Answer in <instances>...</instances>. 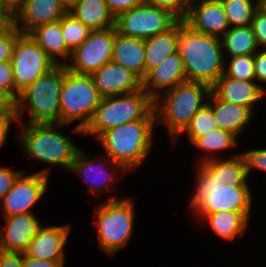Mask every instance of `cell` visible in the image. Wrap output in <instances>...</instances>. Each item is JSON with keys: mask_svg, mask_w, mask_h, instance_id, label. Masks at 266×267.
<instances>
[{"mask_svg": "<svg viewBox=\"0 0 266 267\" xmlns=\"http://www.w3.org/2000/svg\"><path fill=\"white\" fill-rule=\"evenodd\" d=\"M17 121L16 117H0V148L5 144L10 132V125L12 121Z\"/></svg>", "mask_w": 266, "mask_h": 267, "instance_id": "bcb514c9", "label": "cell"}, {"mask_svg": "<svg viewBox=\"0 0 266 267\" xmlns=\"http://www.w3.org/2000/svg\"><path fill=\"white\" fill-rule=\"evenodd\" d=\"M66 13L58 0H24L11 16V23L21 34H29L39 26L59 21Z\"/></svg>", "mask_w": 266, "mask_h": 267, "instance_id": "5bb4252c", "label": "cell"}, {"mask_svg": "<svg viewBox=\"0 0 266 267\" xmlns=\"http://www.w3.org/2000/svg\"><path fill=\"white\" fill-rule=\"evenodd\" d=\"M134 208L132 198L117 200L114 197H110L104 205L96 206L98 243L108 256H113L130 240L135 220Z\"/></svg>", "mask_w": 266, "mask_h": 267, "instance_id": "9c48e42d", "label": "cell"}, {"mask_svg": "<svg viewBox=\"0 0 266 267\" xmlns=\"http://www.w3.org/2000/svg\"><path fill=\"white\" fill-rule=\"evenodd\" d=\"M11 63L15 81V101L20 91L56 65L29 34H20L17 37Z\"/></svg>", "mask_w": 266, "mask_h": 267, "instance_id": "30bf717a", "label": "cell"}, {"mask_svg": "<svg viewBox=\"0 0 266 267\" xmlns=\"http://www.w3.org/2000/svg\"><path fill=\"white\" fill-rule=\"evenodd\" d=\"M254 73L256 82L266 83V49L254 53Z\"/></svg>", "mask_w": 266, "mask_h": 267, "instance_id": "7bdbcfd3", "label": "cell"}, {"mask_svg": "<svg viewBox=\"0 0 266 267\" xmlns=\"http://www.w3.org/2000/svg\"><path fill=\"white\" fill-rule=\"evenodd\" d=\"M21 170L13 171L7 167L0 166V201L12 188L16 178L21 174Z\"/></svg>", "mask_w": 266, "mask_h": 267, "instance_id": "ab89813d", "label": "cell"}, {"mask_svg": "<svg viewBox=\"0 0 266 267\" xmlns=\"http://www.w3.org/2000/svg\"><path fill=\"white\" fill-rule=\"evenodd\" d=\"M211 92L219 100L245 106L253 112L255 102L266 95V89L256 81L234 79L224 73L211 87Z\"/></svg>", "mask_w": 266, "mask_h": 267, "instance_id": "ffe728a7", "label": "cell"}, {"mask_svg": "<svg viewBox=\"0 0 266 267\" xmlns=\"http://www.w3.org/2000/svg\"><path fill=\"white\" fill-rule=\"evenodd\" d=\"M91 75L78 74L63 65V85L60 94V124L81 120L74 132L83 135L101 101Z\"/></svg>", "mask_w": 266, "mask_h": 267, "instance_id": "ba28073f", "label": "cell"}, {"mask_svg": "<svg viewBox=\"0 0 266 267\" xmlns=\"http://www.w3.org/2000/svg\"><path fill=\"white\" fill-rule=\"evenodd\" d=\"M0 117H16V101L0 89Z\"/></svg>", "mask_w": 266, "mask_h": 267, "instance_id": "b9f144b4", "label": "cell"}, {"mask_svg": "<svg viewBox=\"0 0 266 267\" xmlns=\"http://www.w3.org/2000/svg\"><path fill=\"white\" fill-rule=\"evenodd\" d=\"M257 8L266 14V0H257Z\"/></svg>", "mask_w": 266, "mask_h": 267, "instance_id": "f907efd6", "label": "cell"}, {"mask_svg": "<svg viewBox=\"0 0 266 267\" xmlns=\"http://www.w3.org/2000/svg\"><path fill=\"white\" fill-rule=\"evenodd\" d=\"M160 93L154 101L156 123L166 125L176 145L178 136L183 133L192 117L207 103V99H203L209 97L211 88L206 84L184 81Z\"/></svg>", "mask_w": 266, "mask_h": 267, "instance_id": "7a4b0ae2", "label": "cell"}, {"mask_svg": "<svg viewBox=\"0 0 266 267\" xmlns=\"http://www.w3.org/2000/svg\"><path fill=\"white\" fill-rule=\"evenodd\" d=\"M184 81H187L185 69L182 57L177 51L146 74L142 79V89L155 100L160 91L165 92Z\"/></svg>", "mask_w": 266, "mask_h": 267, "instance_id": "44dd1931", "label": "cell"}, {"mask_svg": "<svg viewBox=\"0 0 266 267\" xmlns=\"http://www.w3.org/2000/svg\"><path fill=\"white\" fill-rule=\"evenodd\" d=\"M106 159L105 161H108L107 164L109 163L111 164L110 167L112 166V173H109V169L106 165L104 168V163H102L101 160L92 159L86 155L84 151L79 149L70 169V171L75 172L77 175L82 177L83 180L85 179V181L89 184V191H92L94 195L96 194V196L99 195V192H103V190H101L102 187H104L103 189L109 188V190H111L112 186H114L112 181L115 179L118 169H122L123 172L125 171L119 163L114 162L108 157Z\"/></svg>", "mask_w": 266, "mask_h": 267, "instance_id": "d6986e66", "label": "cell"}, {"mask_svg": "<svg viewBox=\"0 0 266 267\" xmlns=\"http://www.w3.org/2000/svg\"><path fill=\"white\" fill-rule=\"evenodd\" d=\"M29 35L56 65L67 64V59L71 57L72 52L66 47L61 30V19L39 26L32 30Z\"/></svg>", "mask_w": 266, "mask_h": 267, "instance_id": "cb8c5ba5", "label": "cell"}, {"mask_svg": "<svg viewBox=\"0 0 266 267\" xmlns=\"http://www.w3.org/2000/svg\"><path fill=\"white\" fill-rule=\"evenodd\" d=\"M156 120H137L104 132L98 140L108 158L126 171L136 169L147 158L154 140Z\"/></svg>", "mask_w": 266, "mask_h": 267, "instance_id": "277c9868", "label": "cell"}, {"mask_svg": "<svg viewBox=\"0 0 266 267\" xmlns=\"http://www.w3.org/2000/svg\"><path fill=\"white\" fill-rule=\"evenodd\" d=\"M215 129H218V125L215 122L212 108L206 103L195 113L183 132H187L188 139L192 143L196 138Z\"/></svg>", "mask_w": 266, "mask_h": 267, "instance_id": "d6a6232c", "label": "cell"}, {"mask_svg": "<svg viewBox=\"0 0 266 267\" xmlns=\"http://www.w3.org/2000/svg\"><path fill=\"white\" fill-rule=\"evenodd\" d=\"M197 166V183L189 207L194 209L199 220L220 211H238L249 219L252 204L249 186H222L200 164Z\"/></svg>", "mask_w": 266, "mask_h": 267, "instance_id": "5b68a950", "label": "cell"}, {"mask_svg": "<svg viewBox=\"0 0 266 267\" xmlns=\"http://www.w3.org/2000/svg\"><path fill=\"white\" fill-rule=\"evenodd\" d=\"M251 26L253 27L259 47L261 46L266 49V14L258 8L254 13Z\"/></svg>", "mask_w": 266, "mask_h": 267, "instance_id": "f35d334b", "label": "cell"}, {"mask_svg": "<svg viewBox=\"0 0 266 267\" xmlns=\"http://www.w3.org/2000/svg\"><path fill=\"white\" fill-rule=\"evenodd\" d=\"M222 48L231 57L251 55L257 52L259 45L253 27H229L221 37Z\"/></svg>", "mask_w": 266, "mask_h": 267, "instance_id": "f1b7e54d", "label": "cell"}, {"mask_svg": "<svg viewBox=\"0 0 266 267\" xmlns=\"http://www.w3.org/2000/svg\"><path fill=\"white\" fill-rule=\"evenodd\" d=\"M111 61L132 70L143 79L146 76L144 40L121 35L115 27Z\"/></svg>", "mask_w": 266, "mask_h": 267, "instance_id": "603a6c76", "label": "cell"}, {"mask_svg": "<svg viewBox=\"0 0 266 267\" xmlns=\"http://www.w3.org/2000/svg\"><path fill=\"white\" fill-rule=\"evenodd\" d=\"M177 21L168 10L142 3L120 13L115 18V27L121 35L145 40L166 32Z\"/></svg>", "mask_w": 266, "mask_h": 267, "instance_id": "8fae6325", "label": "cell"}, {"mask_svg": "<svg viewBox=\"0 0 266 267\" xmlns=\"http://www.w3.org/2000/svg\"><path fill=\"white\" fill-rule=\"evenodd\" d=\"M11 23V16L0 8V32H2Z\"/></svg>", "mask_w": 266, "mask_h": 267, "instance_id": "c3c4849f", "label": "cell"}, {"mask_svg": "<svg viewBox=\"0 0 266 267\" xmlns=\"http://www.w3.org/2000/svg\"><path fill=\"white\" fill-rule=\"evenodd\" d=\"M183 21L193 31L219 38L229 29L219 0H191L187 16Z\"/></svg>", "mask_w": 266, "mask_h": 267, "instance_id": "9a60e30c", "label": "cell"}, {"mask_svg": "<svg viewBox=\"0 0 266 267\" xmlns=\"http://www.w3.org/2000/svg\"><path fill=\"white\" fill-rule=\"evenodd\" d=\"M0 89L6 91L15 100V81L11 61L0 62Z\"/></svg>", "mask_w": 266, "mask_h": 267, "instance_id": "74e56055", "label": "cell"}, {"mask_svg": "<svg viewBox=\"0 0 266 267\" xmlns=\"http://www.w3.org/2000/svg\"><path fill=\"white\" fill-rule=\"evenodd\" d=\"M229 27H246L252 24L257 0H219Z\"/></svg>", "mask_w": 266, "mask_h": 267, "instance_id": "4dcf8cb0", "label": "cell"}, {"mask_svg": "<svg viewBox=\"0 0 266 267\" xmlns=\"http://www.w3.org/2000/svg\"><path fill=\"white\" fill-rule=\"evenodd\" d=\"M68 12L91 31L115 26V17L105 0H78Z\"/></svg>", "mask_w": 266, "mask_h": 267, "instance_id": "4316f807", "label": "cell"}, {"mask_svg": "<svg viewBox=\"0 0 266 267\" xmlns=\"http://www.w3.org/2000/svg\"><path fill=\"white\" fill-rule=\"evenodd\" d=\"M0 267H23V253L0 250Z\"/></svg>", "mask_w": 266, "mask_h": 267, "instance_id": "ee69618b", "label": "cell"}, {"mask_svg": "<svg viewBox=\"0 0 266 267\" xmlns=\"http://www.w3.org/2000/svg\"><path fill=\"white\" fill-rule=\"evenodd\" d=\"M180 20L166 32L144 40L146 74L178 51Z\"/></svg>", "mask_w": 266, "mask_h": 267, "instance_id": "d4e9b609", "label": "cell"}, {"mask_svg": "<svg viewBox=\"0 0 266 267\" xmlns=\"http://www.w3.org/2000/svg\"><path fill=\"white\" fill-rule=\"evenodd\" d=\"M246 164L247 176L252 169H258L266 172V149H251L241 154Z\"/></svg>", "mask_w": 266, "mask_h": 267, "instance_id": "8d00e7d4", "label": "cell"}, {"mask_svg": "<svg viewBox=\"0 0 266 267\" xmlns=\"http://www.w3.org/2000/svg\"><path fill=\"white\" fill-rule=\"evenodd\" d=\"M61 30L66 47L71 52L87 39L91 31L69 12L61 18Z\"/></svg>", "mask_w": 266, "mask_h": 267, "instance_id": "1f68e13d", "label": "cell"}, {"mask_svg": "<svg viewBox=\"0 0 266 267\" xmlns=\"http://www.w3.org/2000/svg\"><path fill=\"white\" fill-rule=\"evenodd\" d=\"M214 158L200 165L223 186L232 184L235 186H248L246 164L241 154L234 155L227 160Z\"/></svg>", "mask_w": 266, "mask_h": 267, "instance_id": "484cf974", "label": "cell"}, {"mask_svg": "<svg viewBox=\"0 0 266 267\" xmlns=\"http://www.w3.org/2000/svg\"><path fill=\"white\" fill-rule=\"evenodd\" d=\"M70 230V225L41 226L23 254L36 259L65 261L63 249Z\"/></svg>", "mask_w": 266, "mask_h": 267, "instance_id": "ac0fdd59", "label": "cell"}, {"mask_svg": "<svg viewBox=\"0 0 266 267\" xmlns=\"http://www.w3.org/2000/svg\"><path fill=\"white\" fill-rule=\"evenodd\" d=\"M24 0H0V8L4 9L10 16L23 4Z\"/></svg>", "mask_w": 266, "mask_h": 267, "instance_id": "7dc6e473", "label": "cell"}, {"mask_svg": "<svg viewBox=\"0 0 266 267\" xmlns=\"http://www.w3.org/2000/svg\"><path fill=\"white\" fill-rule=\"evenodd\" d=\"M102 98L136 92L142 89V79L123 65L107 62L91 74Z\"/></svg>", "mask_w": 266, "mask_h": 267, "instance_id": "2e32d148", "label": "cell"}, {"mask_svg": "<svg viewBox=\"0 0 266 267\" xmlns=\"http://www.w3.org/2000/svg\"><path fill=\"white\" fill-rule=\"evenodd\" d=\"M109 10L116 18L120 13L141 5L143 0H105Z\"/></svg>", "mask_w": 266, "mask_h": 267, "instance_id": "60d3db41", "label": "cell"}, {"mask_svg": "<svg viewBox=\"0 0 266 267\" xmlns=\"http://www.w3.org/2000/svg\"><path fill=\"white\" fill-rule=\"evenodd\" d=\"M207 99V104L212 108L218 129L230 131L238 136L253 118L254 112L249 108L219 100L212 92Z\"/></svg>", "mask_w": 266, "mask_h": 267, "instance_id": "7402d4cb", "label": "cell"}, {"mask_svg": "<svg viewBox=\"0 0 266 267\" xmlns=\"http://www.w3.org/2000/svg\"><path fill=\"white\" fill-rule=\"evenodd\" d=\"M222 239L234 240L244 235L248 219L238 211H220L206 215L203 219ZM239 235V236H238Z\"/></svg>", "mask_w": 266, "mask_h": 267, "instance_id": "83f0119b", "label": "cell"}, {"mask_svg": "<svg viewBox=\"0 0 266 267\" xmlns=\"http://www.w3.org/2000/svg\"><path fill=\"white\" fill-rule=\"evenodd\" d=\"M63 85V65H55L43 76L19 92L16 99V118L28 110L25 123H60V94Z\"/></svg>", "mask_w": 266, "mask_h": 267, "instance_id": "52a82bcc", "label": "cell"}, {"mask_svg": "<svg viewBox=\"0 0 266 267\" xmlns=\"http://www.w3.org/2000/svg\"><path fill=\"white\" fill-rule=\"evenodd\" d=\"M115 26L90 31L87 39L71 54L67 69L78 74L91 75L112 59Z\"/></svg>", "mask_w": 266, "mask_h": 267, "instance_id": "7c38bea8", "label": "cell"}, {"mask_svg": "<svg viewBox=\"0 0 266 267\" xmlns=\"http://www.w3.org/2000/svg\"><path fill=\"white\" fill-rule=\"evenodd\" d=\"M154 101L144 89L129 94L101 98L83 135H95L98 139L104 132L124 123L137 120H156Z\"/></svg>", "mask_w": 266, "mask_h": 267, "instance_id": "8992f818", "label": "cell"}, {"mask_svg": "<svg viewBox=\"0 0 266 267\" xmlns=\"http://www.w3.org/2000/svg\"><path fill=\"white\" fill-rule=\"evenodd\" d=\"M228 67L224 64V74L234 79L254 81V54L231 57Z\"/></svg>", "mask_w": 266, "mask_h": 267, "instance_id": "836d02e7", "label": "cell"}, {"mask_svg": "<svg viewBox=\"0 0 266 267\" xmlns=\"http://www.w3.org/2000/svg\"><path fill=\"white\" fill-rule=\"evenodd\" d=\"M143 3L168 10L178 20H184L191 0H143Z\"/></svg>", "mask_w": 266, "mask_h": 267, "instance_id": "e575fe53", "label": "cell"}, {"mask_svg": "<svg viewBox=\"0 0 266 267\" xmlns=\"http://www.w3.org/2000/svg\"><path fill=\"white\" fill-rule=\"evenodd\" d=\"M223 50L221 38L193 31L180 20L178 51L187 81L211 88L224 73L226 59Z\"/></svg>", "mask_w": 266, "mask_h": 267, "instance_id": "6da1fadb", "label": "cell"}, {"mask_svg": "<svg viewBox=\"0 0 266 267\" xmlns=\"http://www.w3.org/2000/svg\"><path fill=\"white\" fill-rule=\"evenodd\" d=\"M6 226L0 230V250L24 253L41 227L34 213L4 216Z\"/></svg>", "mask_w": 266, "mask_h": 267, "instance_id": "e0dca14e", "label": "cell"}, {"mask_svg": "<svg viewBox=\"0 0 266 267\" xmlns=\"http://www.w3.org/2000/svg\"><path fill=\"white\" fill-rule=\"evenodd\" d=\"M50 169L16 178L12 188L1 200L4 216L32 213L30 209L37 203L48 188Z\"/></svg>", "mask_w": 266, "mask_h": 267, "instance_id": "4fadbf2b", "label": "cell"}, {"mask_svg": "<svg viewBox=\"0 0 266 267\" xmlns=\"http://www.w3.org/2000/svg\"><path fill=\"white\" fill-rule=\"evenodd\" d=\"M58 1L68 12L78 0H58Z\"/></svg>", "mask_w": 266, "mask_h": 267, "instance_id": "681fc988", "label": "cell"}, {"mask_svg": "<svg viewBox=\"0 0 266 267\" xmlns=\"http://www.w3.org/2000/svg\"><path fill=\"white\" fill-rule=\"evenodd\" d=\"M66 125L60 123L23 124L15 141H20L25 155L44 163L71 169L80 149L66 134L59 130ZM24 129V130H23ZM21 133V134H20Z\"/></svg>", "mask_w": 266, "mask_h": 267, "instance_id": "3957f363", "label": "cell"}, {"mask_svg": "<svg viewBox=\"0 0 266 267\" xmlns=\"http://www.w3.org/2000/svg\"><path fill=\"white\" fill-rule=\"evenodd\" d=\"M237 142V136L232 132L223 129H215L203 136L196 138L192 142V145L202 151H206V154L210 153L209 155H204V157H201V161H199V163H203L216 158L217 156H214L215 152H220L221 150L235 147L238 144Z\"/></svg>", "mask_w": 266, "mask_h": 267, "instance_id": "f546056e", "label": "cell"}, {"mask_svg": "<svg viewBox=\"0 0 266 267\" xmlns=\"http://www.w3.org/2000/svg\"><path fill=\"white\" fill-rule=\"evenodd\" d=\"M65 261H49L46 259H36L23 254V267H64Z\"/></svg>", "mask_w": 266, "mask_h": 267, "instance_id": "f6af8a7d", "label": "cell"}, {"mask_svg": "<svg viewBox=\"0 0 266 267\" xmlns=\"http://www.w3.org/2000/svg\"><path fill=\"white\" fill-rule=\"evenodd\" d=\"M20 34L12 23L0 32V62L11 61L13 47Z\"/></svg>", "mask_w": 266, "mask_h": 267, "instance_id": "d590c367", "label": "cell"}]
</instances>
